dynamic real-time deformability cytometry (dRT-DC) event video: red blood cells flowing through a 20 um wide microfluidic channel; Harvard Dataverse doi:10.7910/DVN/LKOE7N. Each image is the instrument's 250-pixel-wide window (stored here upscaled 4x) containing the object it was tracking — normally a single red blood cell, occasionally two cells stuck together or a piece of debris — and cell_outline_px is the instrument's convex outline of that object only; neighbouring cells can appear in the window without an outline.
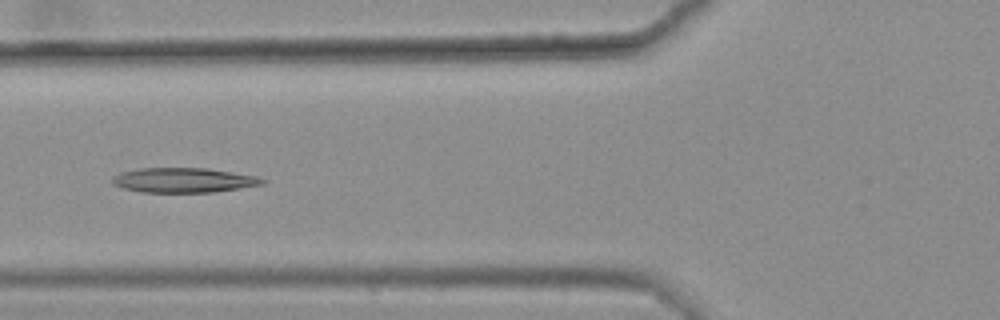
{"species": "common noctule bat (a hibernating species)", "species_latin": "Nyctalus noctula", "temperature_condition": "warm", "stored_images_in_passage": 8, "camera_frame_rate_fps": 3000, "um_per_image_px": 0.085, "animal": {"sex": "female", "body_mass_g": 25.1}, "frame": {"image": 1, "passage_image": 5, "time_ms": 1.333, "image_size_px": [1000, 320], "cell_outline_px": [[268, 180], [264, 184], [212, 192], [140, 192], [124, 188], [112, 184], [112, 176], [120, 172], [136, 168], [204, 168], [232, 172], [256, 176]], "centroid_in_image_um": [15.57, 15.31], "position_along_channel_um": 110.2, "area_um2": 21.62}}
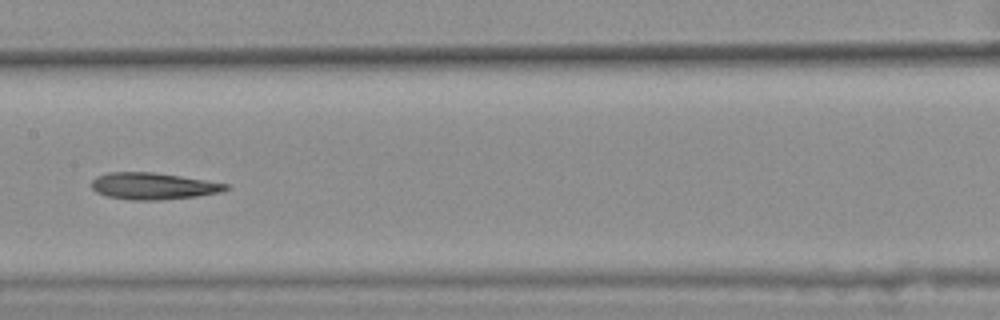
{"frame": {"image": 2, "passage_image": 7, "time_ms": 2.0, "image_size_px": [1000, 320], "cell_outline_px": [[228, 188], [220, 192], [196, 196], [160, 200], [132, 200], [108, 196], [96, 192], [92, 188], [92, 180], [96, 176], [108, 172], [152, 172], [180, 176], [228, 184]], "centroid_in_image_um": [12.98, 15.81], "position_along_channel_um": 194.4, "area_um2": 20.69}}
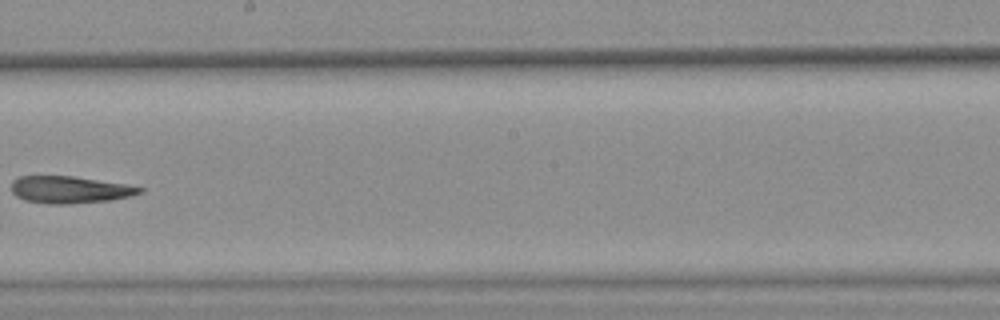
{"frame": {"image": 3, "passage_image": 8, "time_ms": 2.333, "image_size_px": [1000, 320], "cell_outline_px": [[144, 192], [132, 196], [108, 200], [72, 204], [48, 204], [24, 200], [16, 196], [12, 192], [12, 180], [20, 176], [72, 176], [124, 184], [144, 188]], "centroid_in_image_um": [5.92, 16.13], "position_along_channel_um": 242.3, "area_um2": 20.23}}